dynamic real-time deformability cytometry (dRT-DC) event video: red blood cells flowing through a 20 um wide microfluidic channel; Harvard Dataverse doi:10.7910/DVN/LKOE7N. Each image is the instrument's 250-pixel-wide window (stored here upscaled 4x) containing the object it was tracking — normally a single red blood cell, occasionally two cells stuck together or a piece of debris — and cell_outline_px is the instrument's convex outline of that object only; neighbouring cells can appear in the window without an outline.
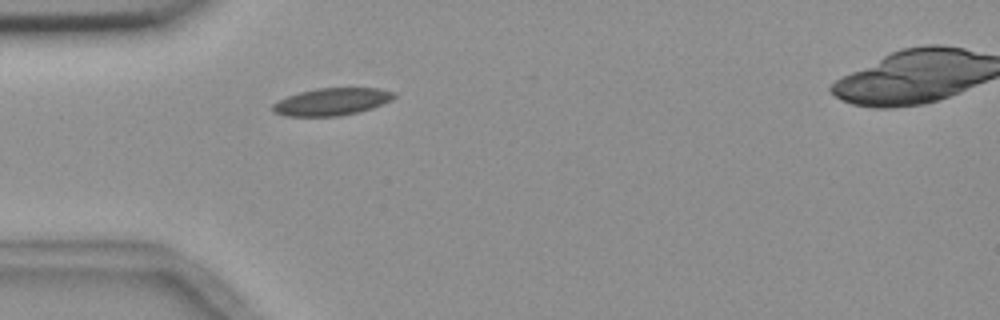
{"species": "common noctule bat (a hibernating species)", "species_latin": "Nyctalus noctula", "temperature_condition": "room temperature", "stored_images_in_passage": 3, "camera_frame_rate_fps": 3000, "um_per_image_px": 0.085, "animal": {"sex": "female", "body_mass_g": 18.4}, "frame": {"image": 1, "passage_image": 2, "time_ms": 1.333, "image_size_px": [1000, 320], "cell_outline_px": [[396, 96], [392, 100], [372, 108], [360, 112], [340, 116], [284, 116], [276, 112], [272, 108], [272, 104], [276, 100], [300, 92], [316, 88], [380, 88], [396, 92]], "centroid_in_image_um": [28.23, 8.64], "position_along_channel_um": 56.8, "area_um2": 19.48}}